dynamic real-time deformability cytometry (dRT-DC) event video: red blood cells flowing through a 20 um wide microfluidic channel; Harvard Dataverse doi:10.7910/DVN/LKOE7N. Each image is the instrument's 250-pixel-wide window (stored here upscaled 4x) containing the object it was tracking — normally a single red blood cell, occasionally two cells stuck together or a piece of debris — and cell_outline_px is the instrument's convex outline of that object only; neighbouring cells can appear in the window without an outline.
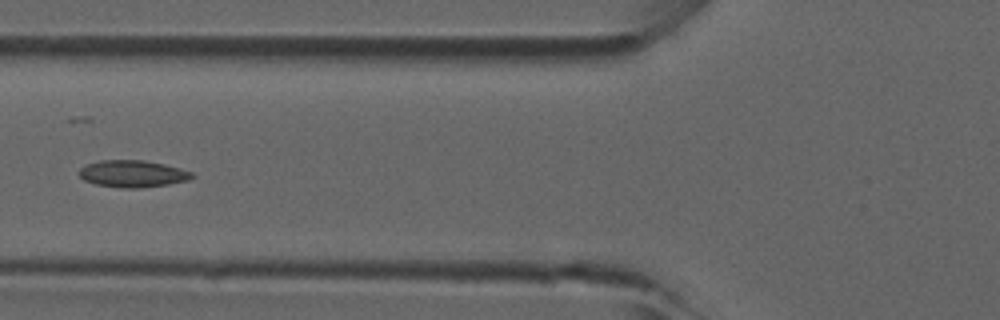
{"species": "common noctule bat (a hibernating species)", "species_latin": "Nyctalus noctula", "temperature_condition": "room temperature", "stored_images_in_passage": 36, "camera_frame_rate_fps": 3000, "um_per_image_px": 0.085, "animal": {"sex": "male", "forearm_length_mm": 52.5}, "frame": {"image": 1, "passage_image": 6, "time_ms": 1.667, "image_size_px": [1000, 320], "cell_outline_px": [[196, 176], [188, 180], [168, 184], [136, 188], [124, 188], [96, 184], [84, 180], [80, 176], [80, 168], [84, 164], [100, 160], [144, 160], [164, 164], [180, 168], [192, 172]], "centroid_in_image_um": [11.28, 14.76], "position_along_channel_um": 114.5, "area_um2": 17.69}}